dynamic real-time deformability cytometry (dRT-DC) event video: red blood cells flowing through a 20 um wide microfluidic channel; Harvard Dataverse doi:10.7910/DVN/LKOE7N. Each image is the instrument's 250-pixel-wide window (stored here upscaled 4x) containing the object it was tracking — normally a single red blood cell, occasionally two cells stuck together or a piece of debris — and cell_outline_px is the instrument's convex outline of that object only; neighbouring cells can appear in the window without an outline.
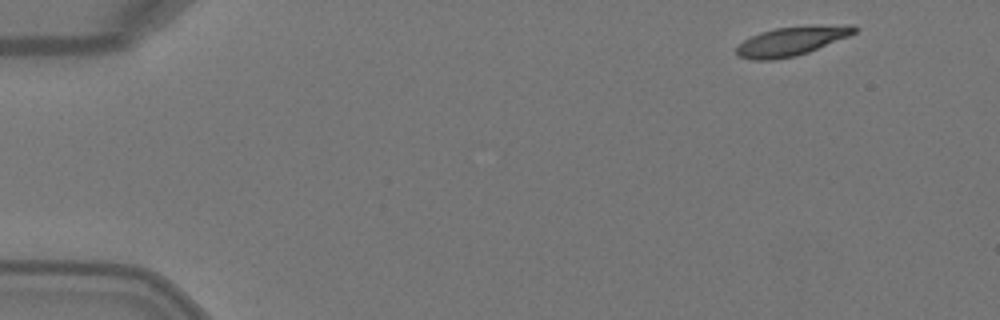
{"species": "Egyptian fruit bat (a non-hibernating species)", "species_latin": "Rousettus aegyptiacus", "temperature_condition": "warm", "stored_images_in_passage": 5, "camera_frame_rate_fps": 3000, "um_per_image_px": 0.085, "animal": {"sex": "female"}, "frame": {"image": 1, "passage_image": 1, "time_ms": 0.0, "image_size_px": [1000, 320], "cell_outline_px": [[860, 28], [856, 32], [848, 36], [808, 52], [796, 56], [772, 60], [752, 60], [740, 56], [736, 52], [736, 48], [744, 40], [760, 32], [776, 28], [808, 24], [856, 24]], "centroid_in_image_um": [67.36, 3.45], "position_along_channel_um": 17.6, "area_um2": 20.29}}
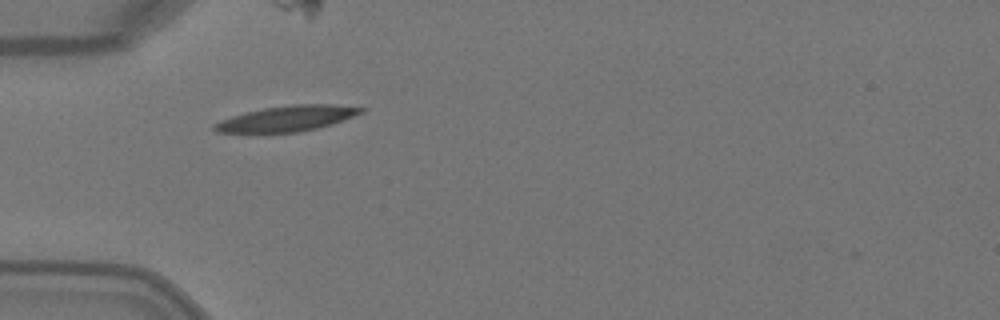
{"frame": {"image": 2, "passage_image": 4, "time_ms": 1.0, "image_size_px": [1000, 320], "cell_outline_px": [[368, 108], [364, 112], [332, 124], [300, 132], [256, 136], [216, 132], [212, 128], [212, 124], [220, 120], [244, 112], [264, 108], [292, 104], [336, 104]], "centroid_in_image_um": [24.28, 10.13], "position_along_channel_um": 60.7, "area_um2": 23.06}}
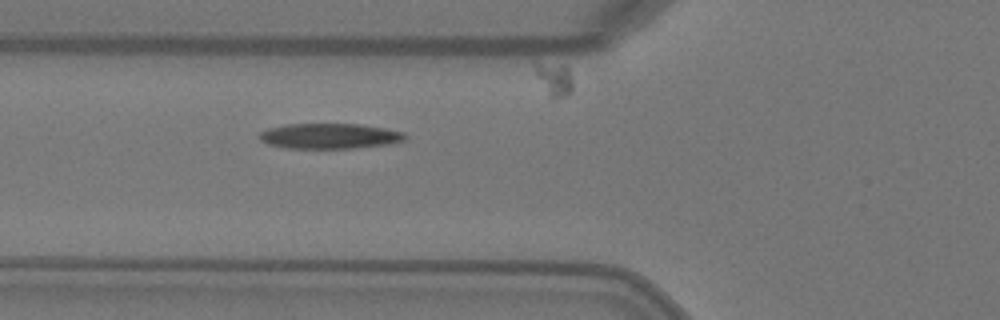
{"frame": {"image": 3, "passage_image": 5, "time_ms": 1.333, "image_size_px": [1000, 320], "cell_outline_px": [[408, 136], [404, 140], [388, 144], [352, 148], [288, 148], [268, 144], [260, 140], [260, 132], [268, 128], [288, 124], [360, 124], [384, 128], [404, 132]], "centroid_in_image_um": [28.03, 11.56], "position_along_channel_um": 97.8, "area_um2": 21.39}}